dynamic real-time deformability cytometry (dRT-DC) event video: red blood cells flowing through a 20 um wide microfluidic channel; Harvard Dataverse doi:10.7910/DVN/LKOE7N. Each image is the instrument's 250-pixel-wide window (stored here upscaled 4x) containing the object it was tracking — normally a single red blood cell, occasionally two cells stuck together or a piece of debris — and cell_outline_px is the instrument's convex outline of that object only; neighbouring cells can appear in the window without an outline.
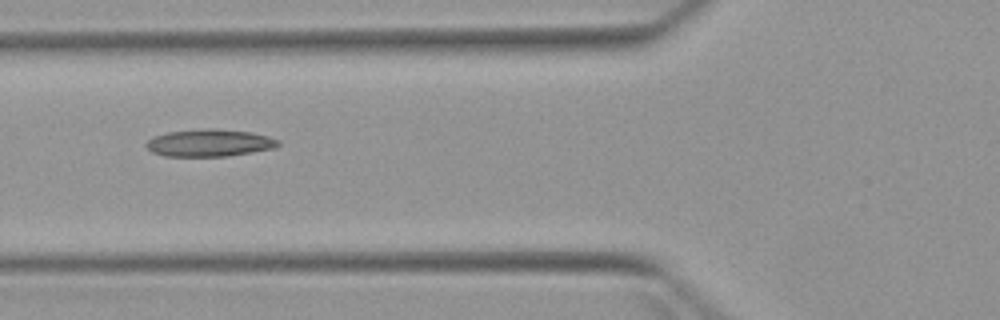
{"species": "Egyptian fruit bat (a non-hibernating species)", "species_latin": "Rousettus aegyptiacus", "temperature_condition": "warm", "stored_images_in_passage": 4, "camera_frame_rate_fps": 3000, "um_per_image_px": 0.085, "animal": {"sex": "female"}, "frame": {"image": 1, "passage_image": 4, "time_ms": 3.667, "image_size_px": [1000, 320], "cell_outline_px": [[280, 144], [276, 148], [228, 156], [164, 156], [152, 152], [144, 144], [152, 136], [168, 132], [204, 128], [216, 128], [252, 132], [268, 136], [280, 140]], "centroid_in_image_um": [17.82, 12.14], "position_along_channel_um": 108.0, "area_um2": 21.21}}